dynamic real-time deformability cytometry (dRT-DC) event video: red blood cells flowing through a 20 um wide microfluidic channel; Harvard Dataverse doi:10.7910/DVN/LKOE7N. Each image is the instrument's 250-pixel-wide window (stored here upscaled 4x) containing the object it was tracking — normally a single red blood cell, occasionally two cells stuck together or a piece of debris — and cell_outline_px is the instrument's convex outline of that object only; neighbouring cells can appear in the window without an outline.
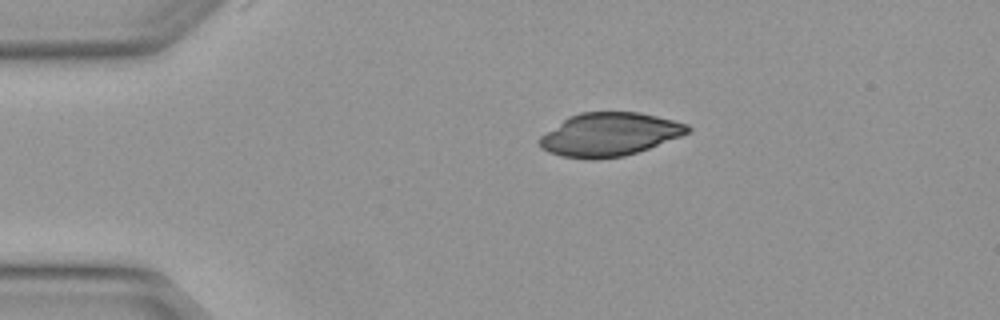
{"species": "Egyptian fruit bat (a non-hibernating species)", "species_latin": "Rousettus aegyptiacus", "temperature_condition": "warm", "stored_images_in_passage": 2, "camera_frame_rate_fps": 3000, "um_per_image_px": 0.085, "animal": {"sex": "female"}, "frame": {"image": 1, "passage_image": 1, "time_ms": 0.0, "image_size_px": [1000, 320], "cell_outline_px": [[692, 132], [648, 148], [624, 156], [560, 156], [548, 152], [540, 148], [540, 136], [568, 116], [580, 112], [640, 112], [688, 124], [692, 128]], "centroid_in_image_um": [51.83, 11.38], "position_along_channel_um": 33.2, "area_um2": 36.53}}